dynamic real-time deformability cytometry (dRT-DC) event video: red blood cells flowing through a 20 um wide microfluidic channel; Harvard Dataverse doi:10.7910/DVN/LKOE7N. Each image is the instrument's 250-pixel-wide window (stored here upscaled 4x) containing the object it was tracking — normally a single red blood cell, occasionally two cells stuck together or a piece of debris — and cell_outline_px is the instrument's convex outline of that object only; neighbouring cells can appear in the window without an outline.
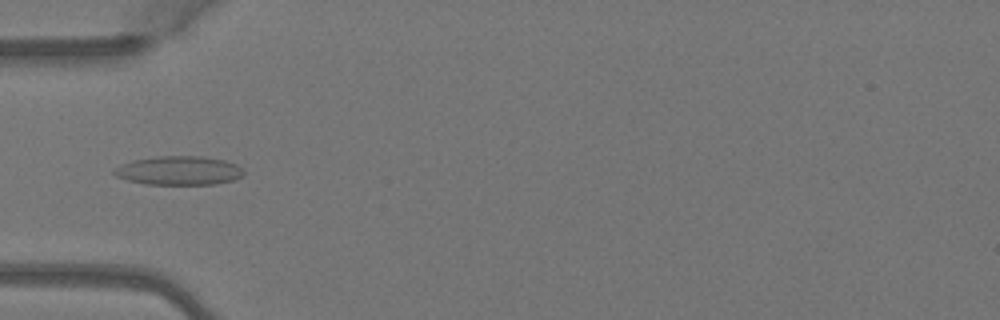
{"species": "Egyptian fruit bat (a non-hibernating species)", "species_latin": "Rousettus aegyptiacus", "temperature_condition": "warm", "stored_images_in_passage": 4, "camera_frame_rate_fps": 3000, "um_per_image_px": 0.085, "animal": {"sex": "female"}, "frame": {"image": 1, "passage_image": 4, "time_ms": 1.0, "image_size_px": [1000, 320], "cell_outline_px": [[244, 176], [232, 180], [216, 184], [144, 184], [128, 180], [116, 176], [112, 172], [120, 164], [132, 160], [156, 156], [204, 156], [224, 160], [236, 164], [244, 168]], "centroid_in_image_um": [15.23, 14.49], "position_along_channel_um": 69.8, "area_um2": 21.96}}